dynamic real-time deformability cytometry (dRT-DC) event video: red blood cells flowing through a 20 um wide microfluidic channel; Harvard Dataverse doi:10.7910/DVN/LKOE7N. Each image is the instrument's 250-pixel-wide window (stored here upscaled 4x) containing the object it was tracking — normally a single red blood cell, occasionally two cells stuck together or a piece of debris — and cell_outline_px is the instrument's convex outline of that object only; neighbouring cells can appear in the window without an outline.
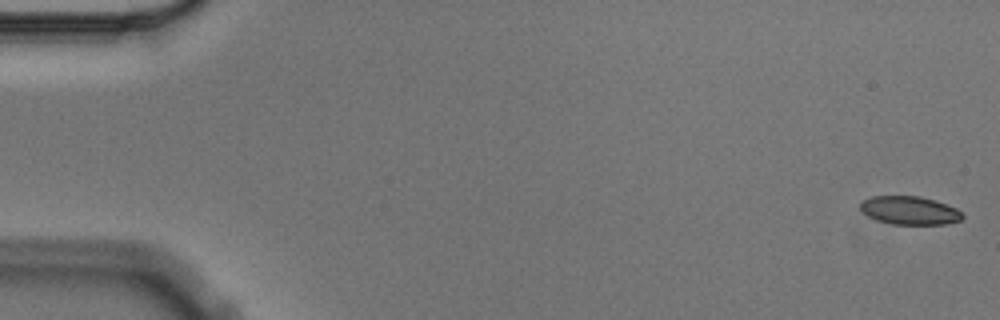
{"species": "Egyptian fruit bat (a non-hibernating species)", "species_latin": "Rousettus aegyptiacus", "temperature_condition": "cold", "stored_images_in_passage": 5, "camera_frame_rate_fps": 3000, "um_per_image_px": 0.085, "animal": {"sex": "male"}, "frame": {"image": 1, "passage_image": 1, "time_ms": 0.0, "image_size_px": [1000, 320], "cell_outline_px": [[964, 216], [960, 220], [948, 224], [892, 224], [876, 220], [868, 216], [860, 208], [860, 204], [864, 200], [872, 196], [920, 196], [936, 200], [956, 208]], "centroid_in_image_um": [77.33, 17.88], "position_along_channel_um": 7.7, "area_um2": 16.82}}
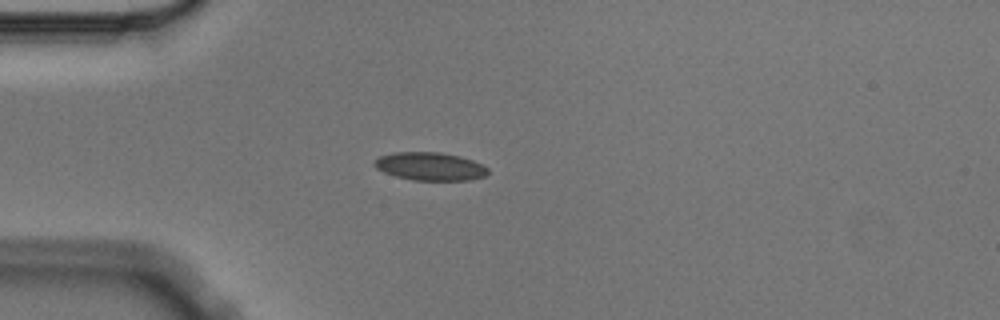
{"frame": {"image": 2, "passage_image": 5, "time_ms": 1.333, "image_size_px": [1000, 320], "cell_outline_px": [[488, 172], [484, 176], [468, 180], [412, 180], [396, 176], [384, 172], [376, 168], [372, 164], [372, 160], [380, 156], [392, 152], [440, 152], [460, 156], [472, 160], [488, 168]], "centroid_in_image_um": [36.5, 14.13], "position_along_channel_um": 48.5, "area_um2": 18.61}}